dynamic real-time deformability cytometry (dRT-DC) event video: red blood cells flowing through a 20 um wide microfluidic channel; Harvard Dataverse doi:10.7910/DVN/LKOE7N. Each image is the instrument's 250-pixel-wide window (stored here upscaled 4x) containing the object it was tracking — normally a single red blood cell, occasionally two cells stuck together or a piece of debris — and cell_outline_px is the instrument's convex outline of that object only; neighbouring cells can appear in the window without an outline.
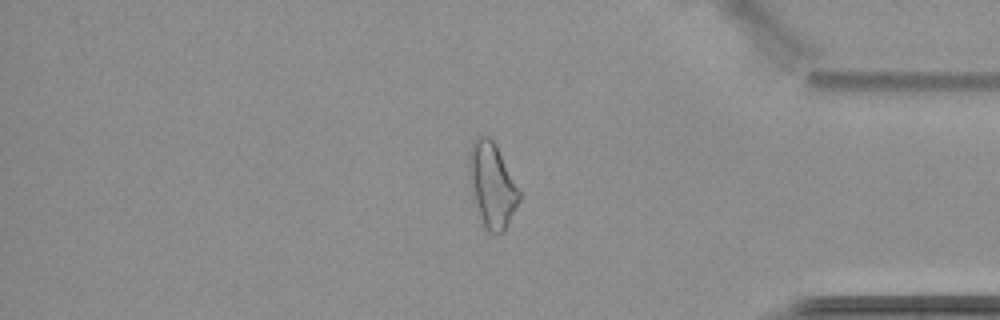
{"species": "common noctule bat (a hibernating species)", "species_latin": "Nyctalus noctula", "temperature_condition": "cold", "stored_images_in_passage": 61, "camera_frame_rate_fps": 3000, "um_per_image_px": 0.085, "animal": {"sex": "female", "body_mass_g": 22.7, "forearm_length_mm": 54.2}, "frame": {"image": 1, "passage_image": 52, "time_ms": 17.0, "image_size_px": [1000, 320], "cell_outline_px": [[520, 200], [504, 232], [488, 232], [480, 224], [472, 192], [468, 172], [468, 152], [472, 140], [476, 136], [488, 136], [496, 144], [520, 192]], "centroid_in_image_um": [41.78, 15.73], "position_along_channel_um": 393.4, "area_um2": 25.03}}